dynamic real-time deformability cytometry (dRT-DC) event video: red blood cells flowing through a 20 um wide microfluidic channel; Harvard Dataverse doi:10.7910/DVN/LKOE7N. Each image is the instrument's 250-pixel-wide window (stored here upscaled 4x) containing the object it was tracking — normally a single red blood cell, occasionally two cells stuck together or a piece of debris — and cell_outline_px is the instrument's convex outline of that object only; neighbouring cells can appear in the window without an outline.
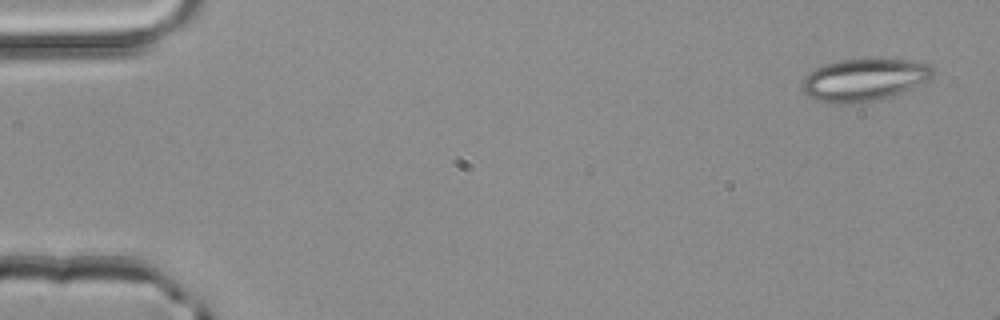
{"species": "common noctule bat (a hibernating species)", "species_latin": "Nyctalus noctula", "temperature_condition": "room temperature", "stored_images_in_passage": 4, "camera_frame_rate_fps": 3000, "um_per_image_px": 0.085, "animal": {"sex": "male", "body_mass_g": 20.4}, "frame": {"image": 1, "passage_image": 1, "time_ms": 0.0, "image_size_px": [1000, 320], "cell_outline_px": [[936, 72], [928, 80], [900, 92], [888, 96], [856, 104], [828, 104], [816, 100], [808, 96], [804, 92], [804, 76], [808, 72], [824, 64], [840, 60], [912, 60], [932, 64]], "centroid_in_image_um": [73.44, 6.79], "position_along_channel_um": 11.6, "area_um2": 32.02}}